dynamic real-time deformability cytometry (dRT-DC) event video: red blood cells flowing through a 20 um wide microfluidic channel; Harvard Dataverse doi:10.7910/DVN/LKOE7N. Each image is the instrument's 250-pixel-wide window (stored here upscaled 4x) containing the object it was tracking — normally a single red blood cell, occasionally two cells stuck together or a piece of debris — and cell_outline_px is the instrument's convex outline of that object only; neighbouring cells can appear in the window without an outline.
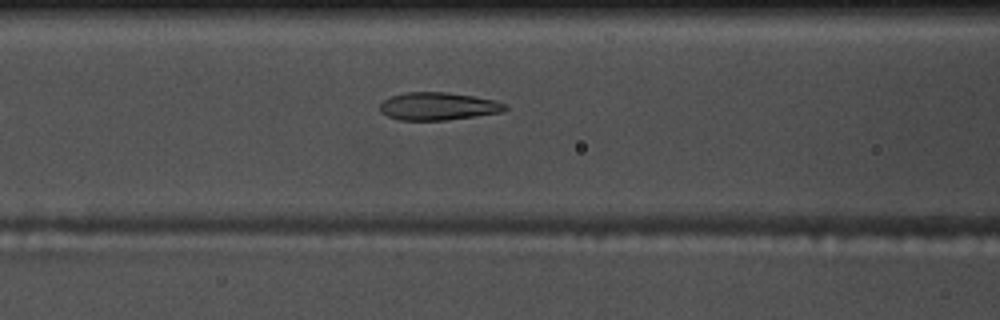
{"species": "common noctule bat (a hibernating species)", "species_latin": "Nyctalus noctula", "temperature_condition": "warm", "stored_images_in_passage": 36, "camera_frame_rate_fps": 3000, "um_per_image_px": 0.085, "animal": {"sex": "male", "body_mass_g": 17.5, "forearm_length_mm": 52.3}, "frame": {"image": 1, "passage_image": 6, "time_ms": 1.667, "image_size_px": [1000, 320], "cell_outline_px": [[508, 108], [500, 112], [444, 120], [400, 120], [388, 116], [380, 112], [380, 104], [384, 100], [392, 96], [408, 92], [444, 92], [472, 96], [496, 100], [508, 104]], "centroid_in_image_um": [37.24, 9.03], "position_along_channel_um": 129.4, "area_um2": 20.0}}
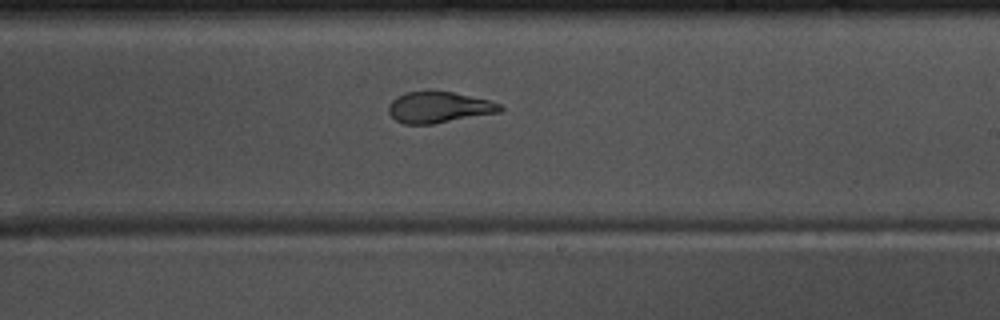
{"frame": {"image": 2, "passage_image": 16, "time_ms": 5.0, "image_size_px": [1000, 320], "cell_outline_px": [[504, 108], [500, 112], [432, 124], [404, 124], [396, 120], [388, 112], [388, 104], [396, 96], [404, 92], [452, 92], [488, 100], [500, 104]], "centroid_in_image_um": [37.27, 9.13], "position_along_channel_um": 251.7, "area_um2": 20.0}, "authors_computed_cell_mechanics": {"area_um2": 20.519, "velocity_mm_per_s": 3.6844, "shape_relaxation_time_tau1_ms": 10.9164, "shape_relaxation_time_tau2_ms": 1.2708, "deformation_change_tau1": 0.3103, "deformation_change_tau2": 0.0806}}